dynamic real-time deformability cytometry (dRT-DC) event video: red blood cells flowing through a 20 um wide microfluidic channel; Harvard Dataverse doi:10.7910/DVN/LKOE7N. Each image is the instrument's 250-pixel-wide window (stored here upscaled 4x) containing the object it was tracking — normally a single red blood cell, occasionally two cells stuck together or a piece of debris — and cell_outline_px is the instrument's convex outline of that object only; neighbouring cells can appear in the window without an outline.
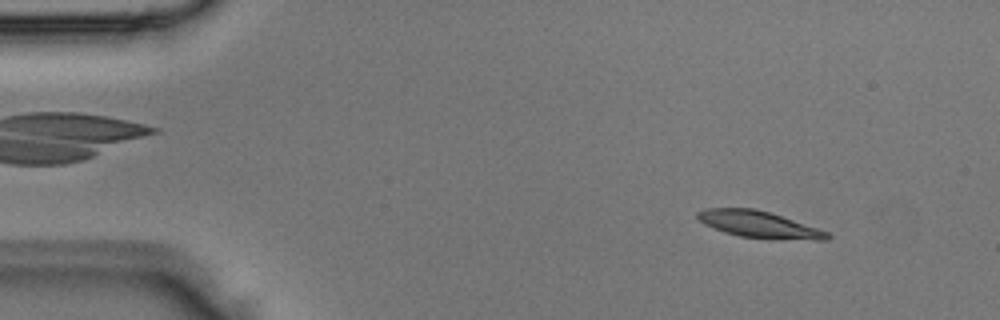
{"species": "Egyptian fruit bat (a non-hibernating species)", "species_latin": "Rousettus aegyptiacus", "temperature_condition": "room temperature", "stored_images_in_passage": 4, "segment_of_instrument_passage": [1, 2], "camera_frame_rate_fps": 3000, "um_per_image_px": 0.085, "animal": {"sex": "male"}, "frame": {"image": 1, "passage_image": 1, "time_ms": 0.0, "image_size_px": [1000, 320], "cell_outline_px": [[832, 236], [828, 240], [816, 240], [740, 236], [724, 232], [704, 224], [696, 216], [696, 212], [708, 208], [756, 208], [828, 232]], "centroid_in_image_um": [64.47, 19.06], "position_along_channel_um": 20.5, "area_um2": 19.54}}
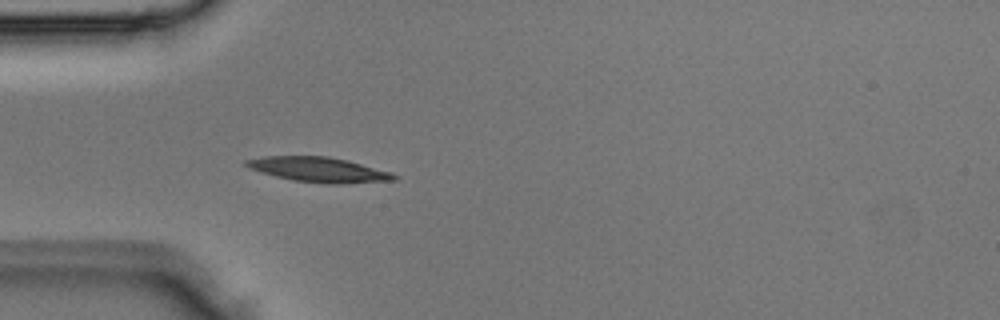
{"frame": {"image": 2, "passage_image": 3, "time_ms": 0.667, "image_size_px": [1000, 320], "cell_outline_px": [[396, 180], [340, 184], [328, 184], [292, 180], [276, 176], [248, 168], [244, 164], [244, 160], [264, 156], [328, 156], [348, 160], [392, 172], [396, 176]], "centroid_in_image_um": [27.09, 14.41], "position_along_channel_um": 57.9, "area_um2": 21.5}}